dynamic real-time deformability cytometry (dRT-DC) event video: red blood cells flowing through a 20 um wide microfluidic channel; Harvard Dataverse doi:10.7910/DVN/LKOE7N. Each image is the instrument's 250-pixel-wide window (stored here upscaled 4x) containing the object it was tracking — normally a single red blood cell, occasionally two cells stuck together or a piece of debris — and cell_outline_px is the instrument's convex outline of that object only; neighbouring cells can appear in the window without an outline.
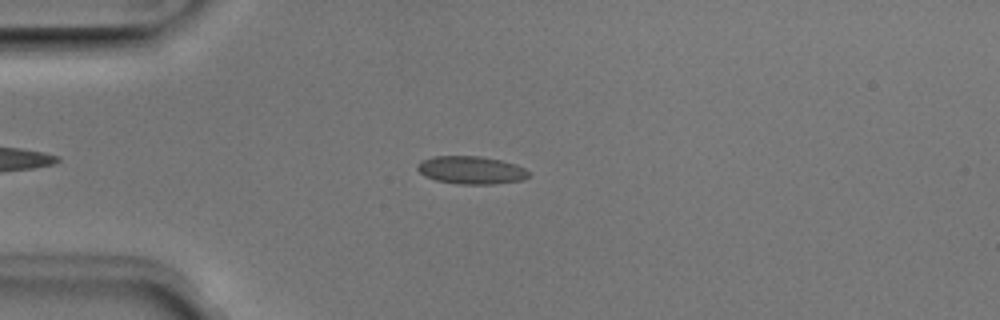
{"species": "Egyptian fruit bat (a non-hibernating species)", "species_latin": "Rousettus aegyptiacus", "temperature_condition": "room temperature", "stored_images_in_passage": 51, "camera_frame_rate_fps": 3000, "um_per_image_px": 0.085, "animal": {"sex": "male"}, "frame": {"image": 1, "passage_image": 13, "time_ms": 4.0, "image_size_px": [1000, 320], "cell_outline_px": [[528, 176], [520, 180], [492, 184], [460, 184], [436, 180], [424, 176], [416, 168], [416, 164], [420, 160], [432, 156], [480, 156], [500, 160], [516, 164], [524, 168], [528, 172]], "centroid_in_image_um": [39.98, 14.44], "position_along_channel_um": 45.0, "area_um2": 18.03}}
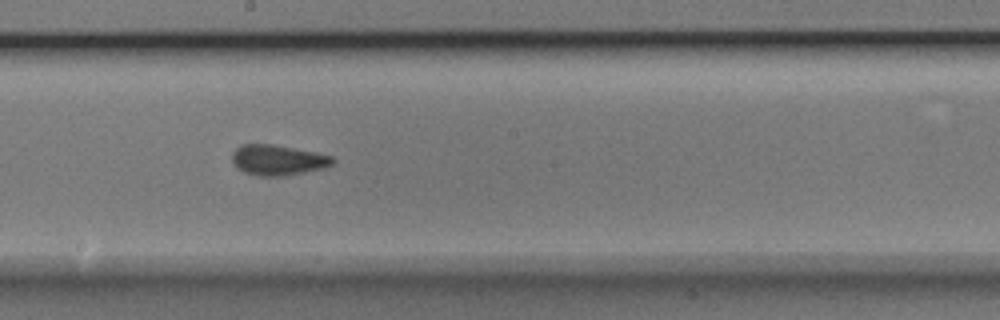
{"frame": {"image": 2, "passage_image": 28, "time_ms": 9.0, "image_size_px": [1000, 320], "cell_outline_px": [[336, 160], [332, 164], [324, 168], [284, 176], [260, 176], [244, 172], [236, 168], [232, 160], [232, 152], [240, 144], [272, 144], [316, 152], [332, 156]], "centroid_in_image_um": [23.6, 13.6], "position_along_channel_um": 224.6, "area_um2": 17.92}}
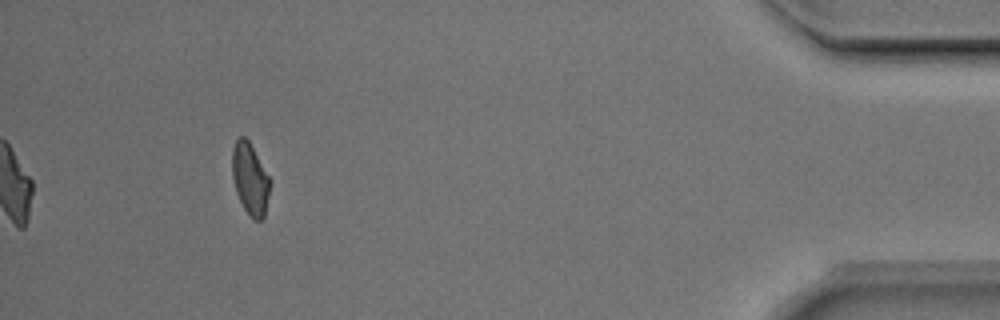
{"frame": {"image": 3, "passage_image": 47, "time_ms": 15.333, "image_size_px": [1000, 320], "cell_outline_px": [[272, 180], [264, 216], [260, 220], [252, 220], [244, 208], [236, 192], [232, 176], [232, 148], [236, 140], [240, 136], [244, 136], [248, 140]], "centroid_in_image_um": [21.27, 15.2], "position_along_channel_um": 413.9, "area_um2": 15.9}, "authors_computed_cell_mechanics": {"area_um2": 17.6868, "velocity_mm_per_s": 3.9817, "shape_relaxation_time_tau1_ms": 6.5749, "shape_relaxation_time_tau2_ms": 0.9988, "deformation_change_tau1": 0.1045, "deformation_change_tau2": 0.0562}}